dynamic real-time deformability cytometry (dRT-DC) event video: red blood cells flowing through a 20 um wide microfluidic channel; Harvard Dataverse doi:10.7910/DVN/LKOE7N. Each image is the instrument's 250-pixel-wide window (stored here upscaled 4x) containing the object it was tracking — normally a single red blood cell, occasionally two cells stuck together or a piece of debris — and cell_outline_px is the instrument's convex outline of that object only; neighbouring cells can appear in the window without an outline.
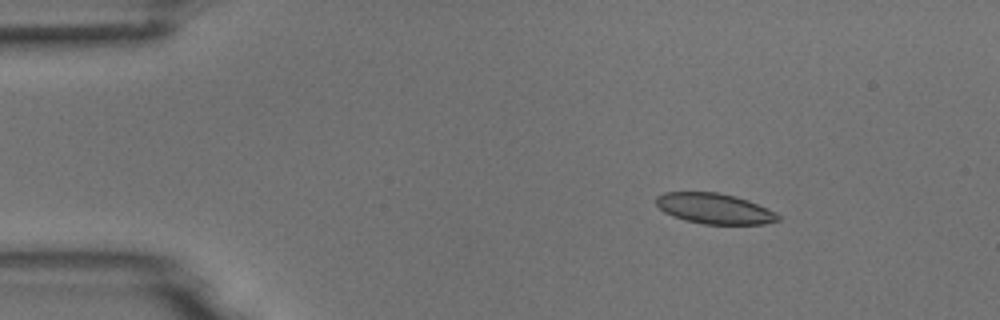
{"species": "common noctule bat (a hibernating species)", "species_latin": "Nyctalus noctula", "temperature_condition": "room temperature", "stored_images_in_passage": 4, "camera_frame_rate_fps": 3000, "um_per_image_px": 0.085, "animal": {"sex": "male", "body_mass_g": 18.8}, "frame": {"image": 1, "passage_image": 2, "time_ms": 1.0, "image_size_px": [1000, 320], "cell_outline_px": [[780, 220], [764, 224], [704, 224], [684, 220], [672, 216], [664, 212], [656, 204], [656, 196], [664, 192], [716, 192], [736, 196], [748, 200], [776, 212], [780, 216]], "centroid_in_image_um": [60.72, 17.73], "position_along_channel_um": 24.3, "area_um2": 21.73}}